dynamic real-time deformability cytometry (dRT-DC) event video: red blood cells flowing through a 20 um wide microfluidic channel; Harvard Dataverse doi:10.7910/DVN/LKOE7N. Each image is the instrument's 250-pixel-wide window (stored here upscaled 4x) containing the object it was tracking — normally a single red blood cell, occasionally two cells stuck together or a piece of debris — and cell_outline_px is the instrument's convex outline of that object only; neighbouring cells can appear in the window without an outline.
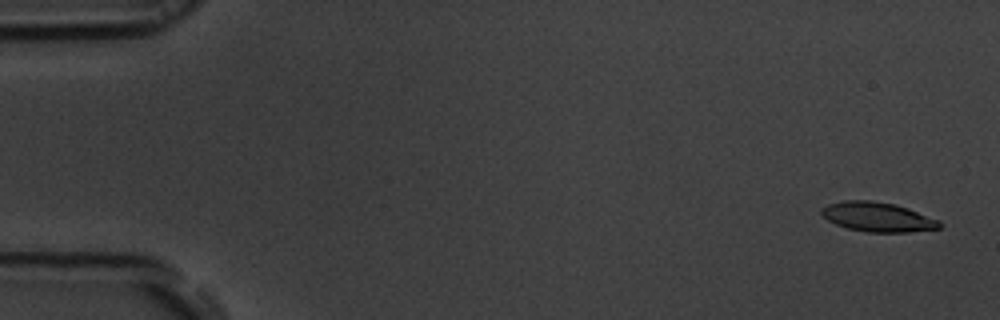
{"species": "common noctule bat (a hibernating species)", "species_latin": "Nyctalus noctula", "temperature_condition": "room temperature", "stored_images_in_passage": 40, "camera_frame_rate_fps": 3000, "um_per_image_px": 0.085, "animal": {"sex": "male", "body_mass_g": 19.5, "forearm_length_mm": 54.6}, "frame": {"image": 1, "passage_image": 2, "time_ms": 0.333, "image_size_px": [1000, 320], "cell_outline_px": [[944, 224], [940, 228], [908, 232], [868, 232], [848, 228], [836, 224], [828, 220], [820, 212], [820, 208], [828, 204], [844, 200], [872, 200], [896, 204], [908, 208], [940, 220]], "centroid_in_image_um": [74.62, 18.43], "position_along_channel_um": 10.4, "area_um2": 20.4}}
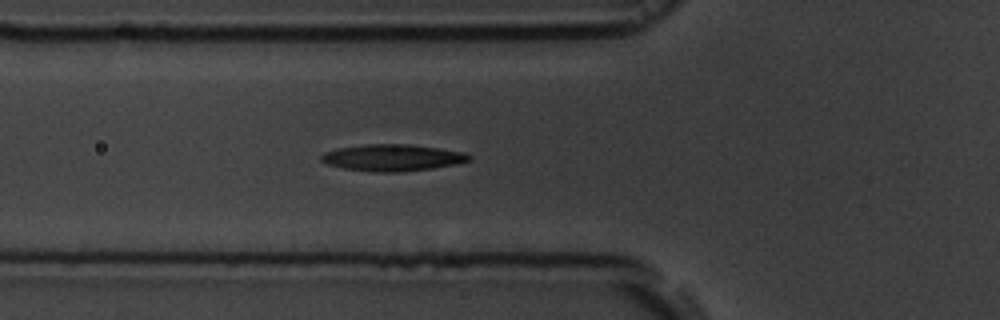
{"frame": {"image": 2, "passage_image": 19, "time_ms": 6.0, "image_size_px": [1000, 320], "cell_outline_px": [[472, 160], [456, 164], [432, 168], [400, 172], [372, 172], [344, 168], [328, 164], [320, 160], [320, 156], [324, 152], [336, 148], [364, 144], [408, 144], [464, 152], [472, 156]], "centroid_in_image_um": [33.34, 13.4], "position_along_channel_um": 92.5, "area_um2": 23.0}}
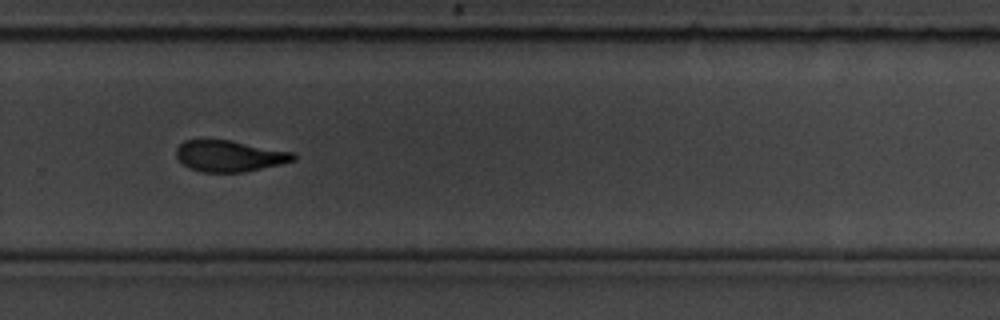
{"frame": {"image": 3, "passage_image": 36, "time_ms": 11.667, "image_size_px": [1000, 320], "cell_outline_px": [[296, 160], [280, 164], [244, 172], [200, 172], [188, 168], [176, 156], [176, 148], [184, 140], [232, 140], [292, 152], [296, 156]], "centroid_in_image_um": [19.49, 13.26], "position_along_channel_um": 310.3, "area_um2": 21.27}}